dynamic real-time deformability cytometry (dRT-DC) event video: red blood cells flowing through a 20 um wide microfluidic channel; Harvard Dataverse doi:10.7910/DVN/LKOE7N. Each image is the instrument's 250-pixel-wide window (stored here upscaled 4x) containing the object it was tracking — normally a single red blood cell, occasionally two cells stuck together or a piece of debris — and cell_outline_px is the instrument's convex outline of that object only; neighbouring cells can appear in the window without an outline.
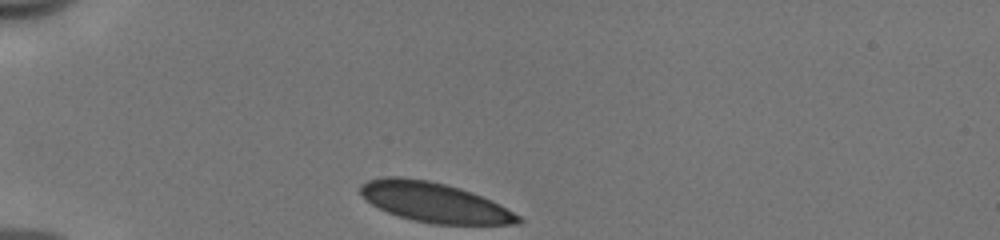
{"species": "human", "species_latin": "Homo sapiens", "temperature_condition": "cold", "stored_images_in_passage": 32, "camera_frame_rate_fps": 3000, "um_per_image_px": 0.085, "donor": {"sex": "male"}, "frame": {"image": 1, "passage_image": 1, "time_ms": 0.0, "image_size_px": [1000, 240], "cell_outline_px": [[524, 220], [520, 224], [436, 224], [412, 220], [388, 212], [372, 204], [360, 192], [360, 184], [368, 180], [380, 176], [400, 176], [428, 180], [460, 188], [472, 192], [492, 200], [500, 204], [520, 216]], "centroid_in_image_um": [36.94, 17.19], "position_along_channel_um": 48.1, "area_um2": 36.47}}
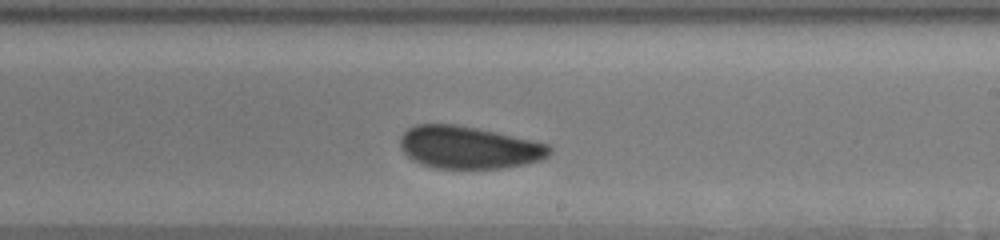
{"frame": {"image": 2, "passage_image": 19, "time_ms": 6.0, "image_size_px": [1000, 240], "cell_outline_px": [[552, 152], [548, 156], [540, 160], [524, 164], [500, 168], [436, 168], [412, 160], [400, 148], [400, 136], [408, 128], [416, 124], [456, 124], [496, 132], [532, 140], [548, 144], [552, 148]], "centroid_in_image_um": [39.84, 12.52], "position_along_channel_um": 249.2, "area_um2": 36.82}}
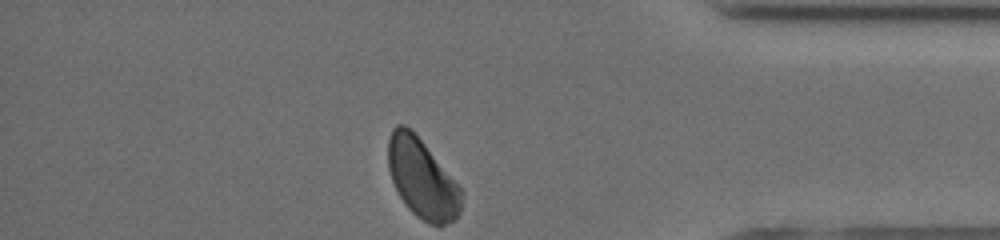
{"frame": {"image": 3, "passage_image": 32, "time_ms": 10.333, "image_size_px": [1000, 240], "cell_outline_px": [[464, 192], [460, 212], [456, 220], [444, 224], [428, 224], [416, 216], [408, 208], [400, 196], [392, 180], [388, 168], [388, 140], [392, 128], [396, 124], [404, 124], [424, 144]], "centroid_in_image_um": [35.88, 15.21], "position_along_channel_um": 399.3, "area_um2": 33.52}, "authors_computed_cell_mechanics": {"area_um2": 37.3966, "velocity_mm_per_s": 3.9218, "shape_relaxation_time_tau1_ms": 6.4125, "shape_relaxation_time_tau2_ms": null, "deformation_change_tau1": 0.0952, "deformation_change_tau2": null}}